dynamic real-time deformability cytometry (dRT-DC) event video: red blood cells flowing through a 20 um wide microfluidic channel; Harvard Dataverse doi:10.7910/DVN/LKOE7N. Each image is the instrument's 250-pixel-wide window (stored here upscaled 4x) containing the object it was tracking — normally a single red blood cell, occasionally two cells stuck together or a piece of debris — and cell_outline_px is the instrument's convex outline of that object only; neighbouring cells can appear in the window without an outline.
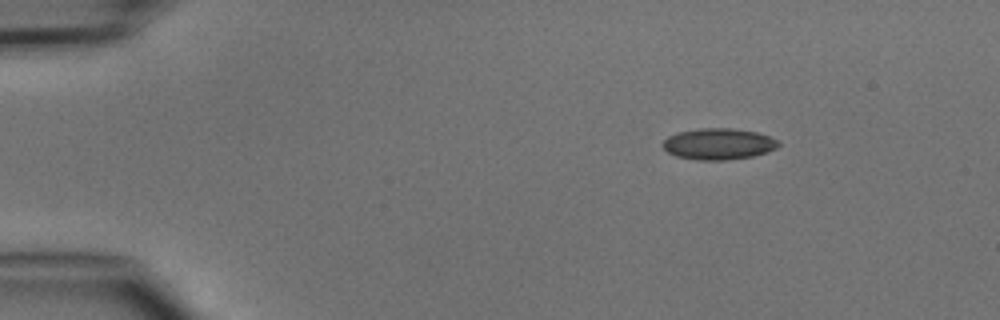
{"species": "common noctule bat (a hibernating species)", "species_latin": "Nyctalus noctula", "temperature_condition": "cold", "stored_images_in_passage": 3, "camera_frame_rate_fps": 3000, "um_per_image_px": 0.085, "animal": {"sex": "male", "body_mass_g": 15.6}, "frame": {"image": 1, "passage_image": 2, "time_ms": 1.0, "image_size_px": [1000, 320], "cell_outline_px": [[780, 144], [776, 148], [768, 152], [752, 156], [724, 160], [696, 160], [676, 156], [668, 152], [660, 144], [668, 136], [676, 132], [700, 128], [732, 128], [756, 132], [768, 136], [776, 140]], "centroid_in_image_um": [61.03, 12.23], "position_along_channel_um": 24.0, "area_um2": 21.1}}